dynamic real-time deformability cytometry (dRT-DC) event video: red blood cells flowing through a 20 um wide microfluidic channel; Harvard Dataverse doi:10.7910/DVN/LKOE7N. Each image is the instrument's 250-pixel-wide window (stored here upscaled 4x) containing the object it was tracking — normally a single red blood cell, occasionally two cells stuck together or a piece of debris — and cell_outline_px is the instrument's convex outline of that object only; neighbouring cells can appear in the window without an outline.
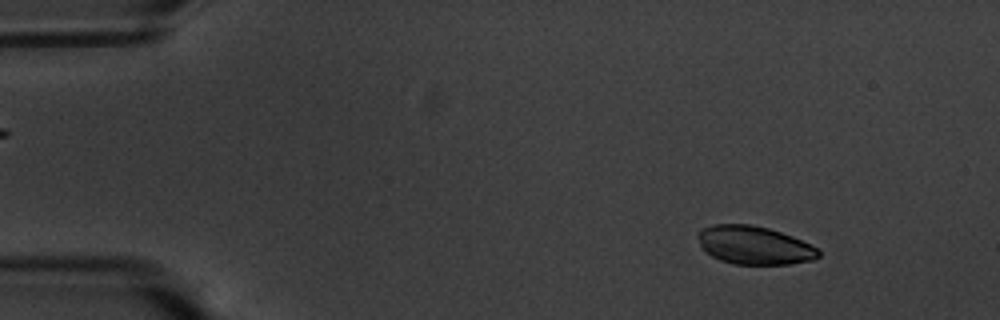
{"species": "common noctule bat (a hibernating species)", "species_latin": "Nyctalus noctula", "temperature_condition": "warm", "stored_images_in_passage": 15, "camera_frame_rate_fps": 3000, "um_per_image_px": 0.085, "animal": {"sex": "male", "body_mass_g": 20.1, "forearm_length_mm": 53.5}, "frame": {"image": 1, "passage_image": 7, "time_ms": 2.0, "image_size_px": [1000, 320], "cell_outline_px": [[820, 256], [812, 260], [788, 264], [732, 264], [720, 260], [704, 252], [700, 244], [696, 232], [700, 228], [712, 224], [752, 224], [768, 228], [792, 236], [816, 248], [820, 252]], "centroid_in_image_um": [64.04, 20.83], "position_along_channel_um": 21.0, "area_um2": 26.99}}